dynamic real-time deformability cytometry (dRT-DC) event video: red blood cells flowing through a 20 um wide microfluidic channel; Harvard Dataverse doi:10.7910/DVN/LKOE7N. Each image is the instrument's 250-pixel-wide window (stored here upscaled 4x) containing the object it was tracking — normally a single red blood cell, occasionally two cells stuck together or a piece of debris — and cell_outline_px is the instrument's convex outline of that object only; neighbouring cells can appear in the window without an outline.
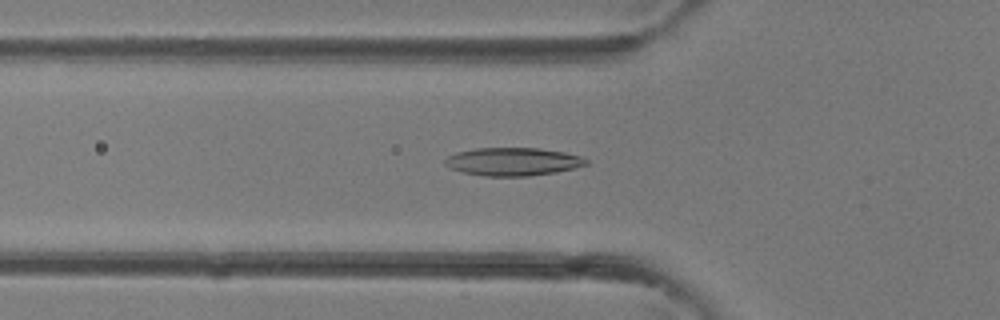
{"species": "common noctule bat (a hibernating species)", "species_latin": "Nyctalus noctula", "temperature_condition": "room temperature", "stored_images_in_passage": 39, "camera_frame_rate_fps": 3000, "um_per_image_px": 0.085, "animal": {"sex": "female"}, "frame": {"image": 1, "passage_image": 13, "time_ms": 4.0, "image_size_px": [1000, 320], "cell_outline_px": [[588, 164], [556, 172], [528, 176], [484, 176], [464, 172], [452, 168], [444, 164], [444, 160], [448, 156], [456, 152], [476, 148], [540, 148], [564, 152], [580, 156], [588, 160]], "centroid_in_image_um": [43.59, 13.73], "position_along_channel_um": 82.2, "area_um2": 22.95}}
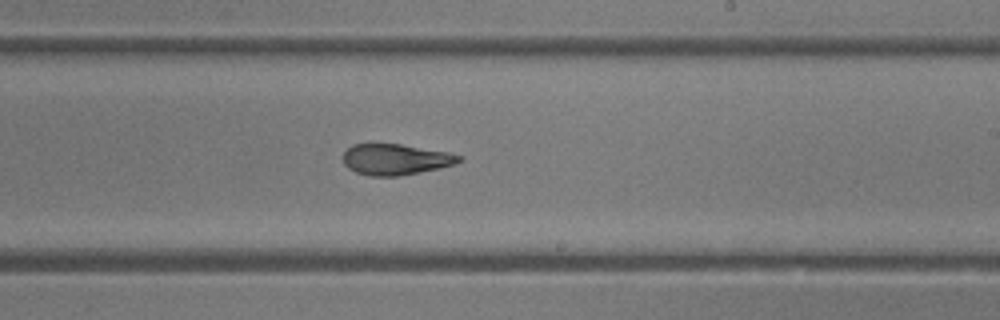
{"frame": {"image": 2, "passage_image": 23, "time_ms": 7.333, "image_size_px": [1000, 320], "cell_outline_px": [[464, 160], [456, 164], [440, 168], [400, 176], [368, 176], [356, 172], [348, 168], [344, 164], [344, 152], [352, 144], [400, 144], [448, 152], [464, 156]], "centroid_in_image_um": [33.67, 13.55], "position_along_channel_um": 255.3, "area_um2": 21.04}}
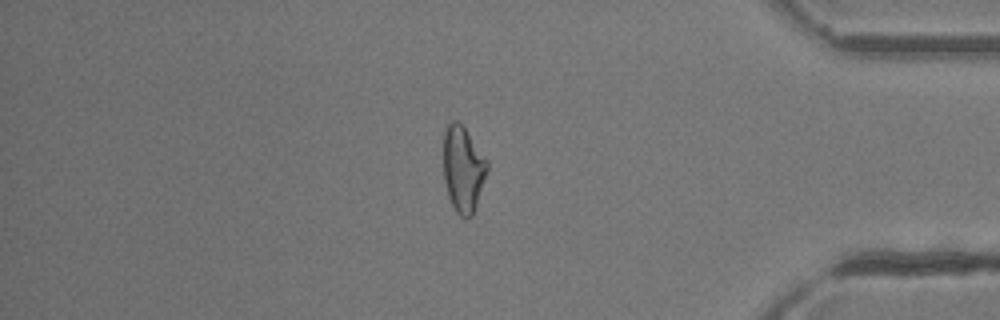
{"frame": {"image": 3, "passage_image": 33, "time_ms": 10.667, "image_size_px": [1000, 320], "cell_outline_px": [[488, 168], [472, 216], [468, 220], [460, 216], [456, 212], [448, 196], [444, 180], [444, 132], [448, 124], [452, 120], [456, 120], [464, 128], [488, 160]], "centroid_in_image_um": [39.36, 14.39], "position_along_channel_um": 395.8, "area_um2": 21.68}}